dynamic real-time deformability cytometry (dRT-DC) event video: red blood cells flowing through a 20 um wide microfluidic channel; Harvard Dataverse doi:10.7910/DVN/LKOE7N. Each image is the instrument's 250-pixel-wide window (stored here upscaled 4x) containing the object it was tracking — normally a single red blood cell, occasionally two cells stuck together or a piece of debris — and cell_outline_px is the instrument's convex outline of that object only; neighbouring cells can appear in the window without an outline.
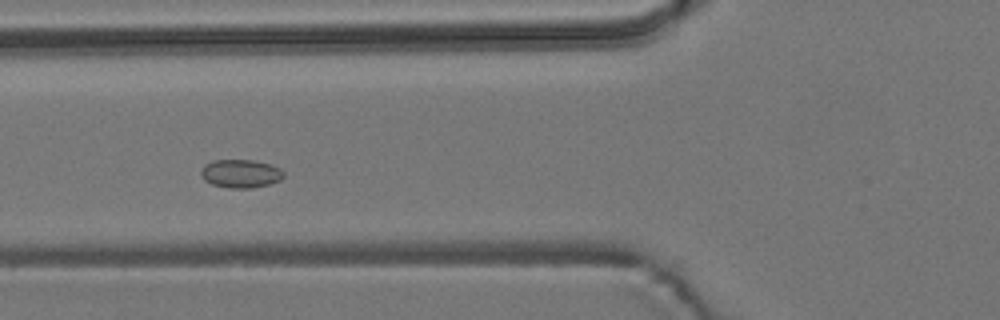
{"species": "common noctule bat (a hibernating species)", "species_latin": "Nyctalus noctula", "temperature_condition": "room temperature", "stored_images_in_passage": 6, "camera_frame_rate_fps": 3000, "um_per_image_px": 0.085, "animal": {"sex": "male", "body_mass_g": 19.2, "forearm_length_mm": 51.8}, "frame": {"image": 1, "passage_image": 2, "time_ms": 0.333, "image_size_px": [1000, 320], "cell_outline_px": [[284, 176], [280, 180], [268, 184], [252, 188], [228, 188], [212, 184], [204, 180], [200, 176], [200, 172], [204, 164], [212, 160], [252, 160], [272, 164], [280, 168], [284, 172]], "centroid_in_image_um": [20.44, 14.75], "position_along_channel_um": 105.4, "area_um2": 13.81}}
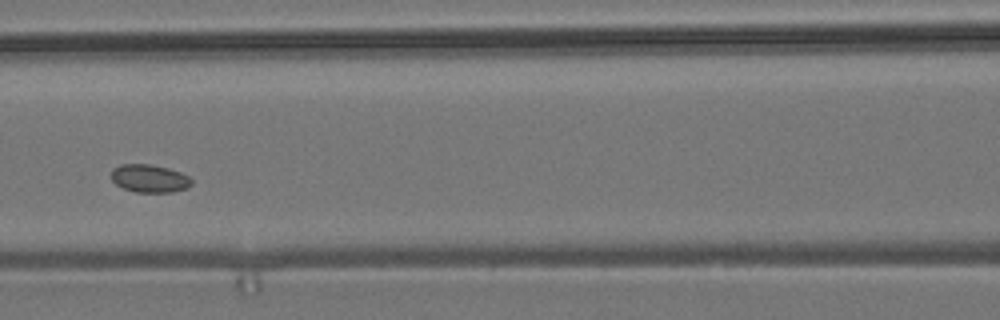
{"frame": {"image": 2, "passage_image": 3, "time_ms": 0.667, "image_size_px": [1000, 320], "cell_outline_px": [[192, 184], [188, 188], [172, 192], [136, 192], [124, 188], [116, 184], [112, 180], [112, 168], [120, 164], [152, 164], [168, 168], [180, 172], [188, 176], [192, 180]], "centroid_in_image_um": [12.72, 15.16], "position_along_channel_um": 153.9, "area_um2": 13.12}}